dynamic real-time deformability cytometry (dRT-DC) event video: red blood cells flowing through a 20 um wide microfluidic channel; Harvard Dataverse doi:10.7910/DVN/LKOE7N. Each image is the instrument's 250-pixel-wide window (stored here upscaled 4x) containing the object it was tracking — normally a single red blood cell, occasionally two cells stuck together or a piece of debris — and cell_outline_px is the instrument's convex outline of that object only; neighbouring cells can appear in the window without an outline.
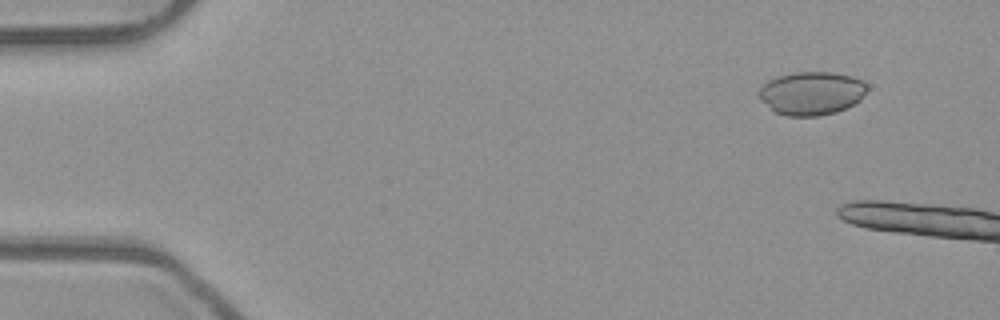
{"species": "common noctule bat (a hibernating species)", "species_latin": "Nyctalus noctula", "temperature_condition": "room temperature", "stored_images_in_passage": 5, "camera_frame_rate_fps": 3000, "um_per_image_px": 0.085, "animal": {"sex": "male", "body_mass_g": 23.1, "forearm_length_mm": 52.7}, "frame": {"image": 1, "passage_image": 2, "time_ms": 0.333, "image_size_px": [1000, 320], "cell_outline_px": [[868, 88], [860, 100], [836, 112], [820, 116], [784, 116], [776, 112], [760, 100], [760, 88], [768, 80], [780, 76], [796, 72], [832, 72], [852, 76], [860, 80]], "centroid_in_image_um": [68.98, 7.93], "position_along_channel_um": 16.0, "area_um2": 27.05}}